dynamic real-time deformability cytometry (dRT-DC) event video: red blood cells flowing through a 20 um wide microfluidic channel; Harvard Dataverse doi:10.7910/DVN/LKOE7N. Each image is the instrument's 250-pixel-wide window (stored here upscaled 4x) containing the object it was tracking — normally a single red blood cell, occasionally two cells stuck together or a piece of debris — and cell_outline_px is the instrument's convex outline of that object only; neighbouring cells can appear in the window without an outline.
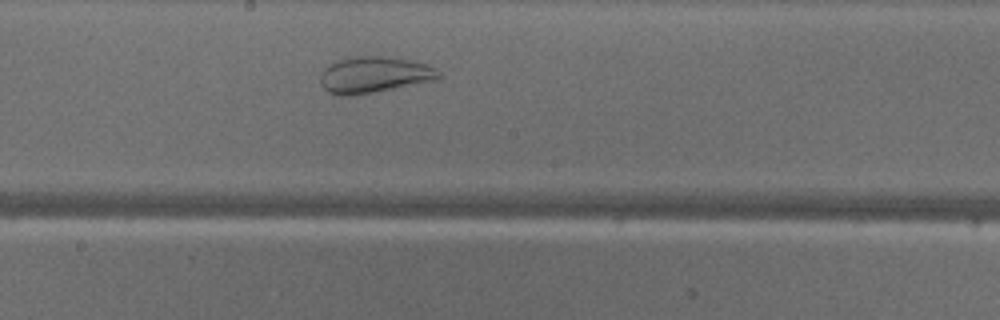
{"species": "common noctule bat (a hibernating species)", "species_latin": "Nyctalus noctula", "temperature_condition": "warm", "stored_images_in_passage": 28, "camera_frame_rate_fps": 3000, "um_per_image_px": 0.085, "animal": {"sex": "male", "body_mass_g": 18.8}, "frame": {"image": 1, "passage_image": 16, "time_ms": 5.0, "image_size_px": [1000, 320], "cell_outline_px": [[440, 80], [356, 96], [340, 96], [328, 92], [320, 84], [320, 72], [328, 64], [336, 60], [356, 56], [388, 56], [408, 60], [424, 64], [436, 68], [440, 76]], "centroid_in_image_um": [31.78, 6.38], "position_along_channel_um": 216.4, "area_um2": 25.55}}